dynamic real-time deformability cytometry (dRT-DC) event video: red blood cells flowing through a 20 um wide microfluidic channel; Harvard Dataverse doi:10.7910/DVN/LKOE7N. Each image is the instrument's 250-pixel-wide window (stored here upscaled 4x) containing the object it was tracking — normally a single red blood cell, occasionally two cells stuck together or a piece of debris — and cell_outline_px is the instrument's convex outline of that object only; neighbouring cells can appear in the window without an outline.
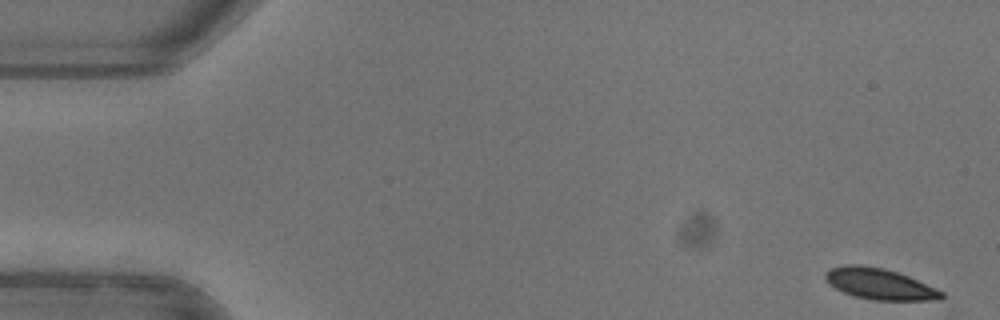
{"species": "common noctule bat (a hibernating species)", "species_latin": "Nyctalus noctula", "temperature_condition": "warm", "stored_images_in_passage": 21, "camera_frame_rate_fps": 3000, "um_per_image_px": 0.085, "animal": {"sex": "female"}, "frame": {"image": 1, "passage_image": 1, "time_ms": 0.0, "image_size_px": [1000, 320], "cell_outline_px": [[944, 296], [940, 300], [872, 300], [856, 296], [844, 292], [828, 284], [824, 276], [824, 272], [832, 268], [844, 264], [864, 264], [884, 268], [908, 276], [936, 288], [944, 292]], "centroid_in_image_um": [74.75, 24.12], "position_along_channel_um": 10.2, "area_um2": 21.1}}
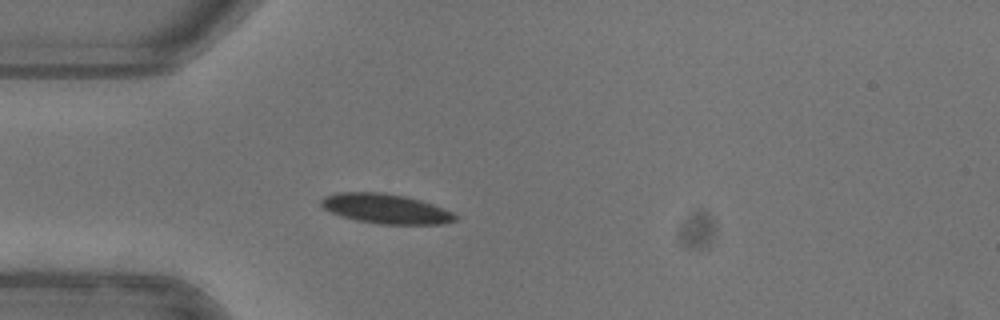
{"frame": {"image": 2, "passage_image": 14, "time_ms": 4.333, "image_size_px": [1000, 320], "cell_outline_px": [[456, 220], [440, 224], [380, 224], [356, 220], [340, 216], [324, 208], [320, 204], [320, 200], [324, 196], [336, 192], [380, 192], [404, 196], [420, 200], [432, 204], [452, 212], [456, 216]], "centroid_in_image_um": [32.74, 17.74], "position_along_channel_um": 52.3, "area_um2": 23.06}}
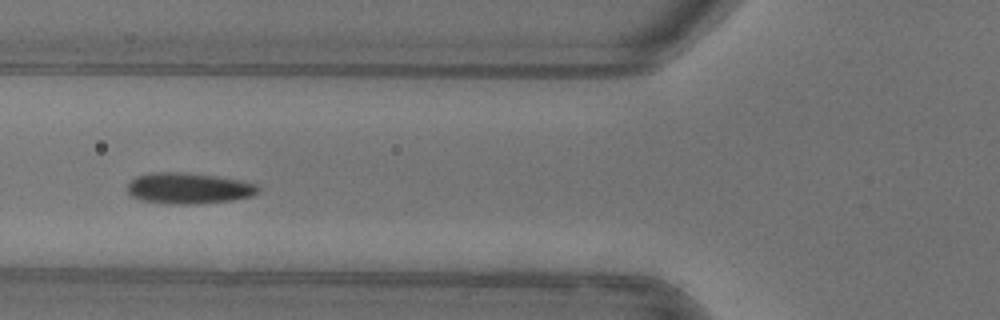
{"frame": {"image": 3, "passage_image": 19, "time_ms": 6.0, "image_size_px": [1000, 320], "cell_outline_px": [[260, 192], [252, 196], [232, 200], [196, 204], [172, 204], [140, 200], [132, 196], [128, 192], [128, 184], [136, 176], [152, 172], [184, 172], [240, 180], [256, 184], [260, 188]], "centroid_in_image_um": [16.04, 16.01], "position_along_channel_um": 109.8, "area_um2": 23.58}}